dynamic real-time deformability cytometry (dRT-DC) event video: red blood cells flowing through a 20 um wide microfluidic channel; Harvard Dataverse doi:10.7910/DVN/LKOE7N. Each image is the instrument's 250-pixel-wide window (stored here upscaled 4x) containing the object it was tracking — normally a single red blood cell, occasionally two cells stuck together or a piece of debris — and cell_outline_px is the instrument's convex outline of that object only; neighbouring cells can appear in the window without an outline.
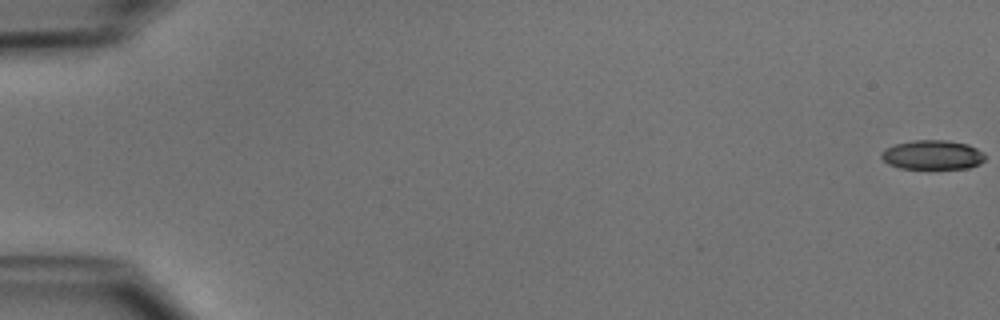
{"species": "common noctule bat (a hibernating species)", "species_latin": "Nyctalus noctula", "temperature_condition": "cold", "stored_images_in_passage": 52, "camera_frame_rate_fps": 3000, "um_per_image_px": 0.085, "animal": {"sex": "male", "body_mass_g": 15.6}, "frame": {"image": 1, "passage_image": 1, "time_ms": 0.0, "image_size_px": [1000, 320], "cell_outline_px": [[984, 160], [980, 164], [968, 168], [900, 168], [888, 164], [880, 156], [880, 152], [884, 148], [896, 144], [912, 140], [948, 140], [968, 144], [984, 152]], "centroid_in_image_um": [79.25, 13.15], "position_along_channel_um": 5.7, "area_um2": 17.8}}
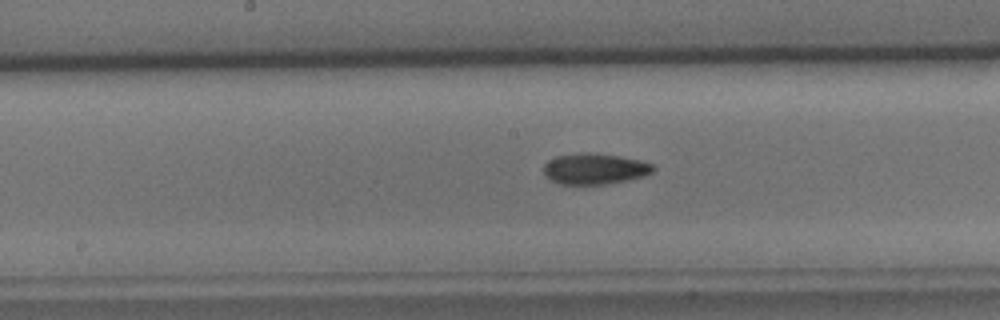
{"frame": {"image": 2, "passage_image": 28, "time_ms": 9.0, "image_size_px": [1000, 320], "cell_outline_px": [[656, 168], [652, 172], [644, 176], [628, 180], [604, 184], [560, 184], [544, 176], [544, 164], [548, 160], [556, 156], [584, 152], [592, 152], [616, 156], [636, 160], [652, 164]], "centroid_in_image_um": [50.51, 14.35], "position_along_channel_um": 197.7, "area_um2": 19.59}}
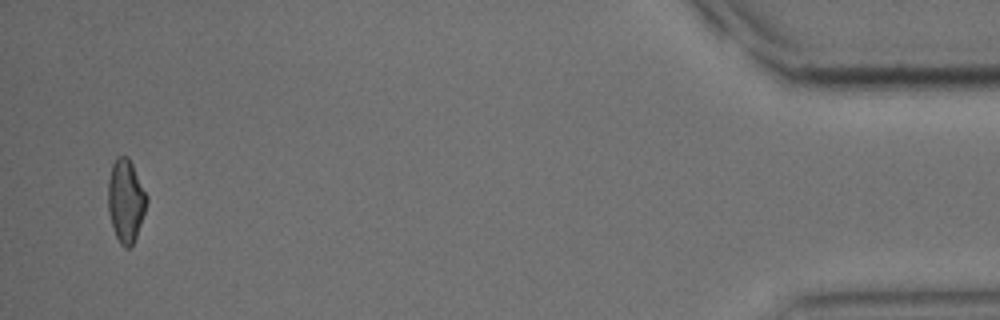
{"frame": {"image": 3, "passage_image": 51, "time_ms": 16.667, "image_size_px": [1000, 320], "cell_outline_px": [[148, 200], [136, 236], [132, 244], [128, 248], [124, 248], [120, 244], [112, 228], [108, 212], [108, 180], [112, 164], [116, 156], [128, 156], [148, 196]], "centroid_in_image_um": [10.67, 17.05], "position_along_channel_um": 424.5, "area_um2": 18.67}, "authors_computed_cell_mechanics": {"area_um2": 19.3341, "velocity_mm_per_s": 3.954, "shape_relaxation_time_tau1_ms": 7.3079, "shape_relaxation_time_tau2_ms": 5.7605, "deformation_change_tau1": 0.1481, "deformation_change_tau2": 0.1295}}